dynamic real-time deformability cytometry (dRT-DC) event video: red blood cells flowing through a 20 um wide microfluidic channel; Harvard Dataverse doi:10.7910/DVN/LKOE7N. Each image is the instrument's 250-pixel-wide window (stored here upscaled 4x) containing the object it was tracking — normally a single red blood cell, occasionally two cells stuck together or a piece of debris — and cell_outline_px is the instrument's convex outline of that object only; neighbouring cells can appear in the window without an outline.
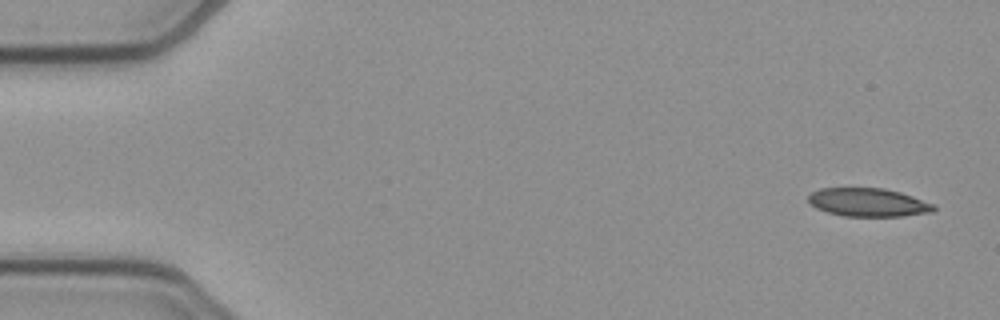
{"species": "common noctule bat (a hibernating species)", "species_latin": "Nyctalus noctula", "temperature_condition": "cold", "stored_images_in_passage": 52, "camera_frame_rate_fps": 3000, "um_per_image_px": 0.085, "animal": {"sex": "female", "body_mass_g": 21.9}, "frame": {"image": 1, "passage_image": 1, "time_ms": 0.0, "image_size_px": [1000, 320], "cell_outline_px": [[936, 208], [932, 212], [904, 216], [844, 216], [828, 212], [816, 208], [808, 200], [808, 196], [812, 192], [820, 188], [884, 188], [900, 192], [936, 204]], "centroid_in_image_um": [73.83, 17.2], "position_along_channel_um": 11.2, "area_um2": 20.75}}
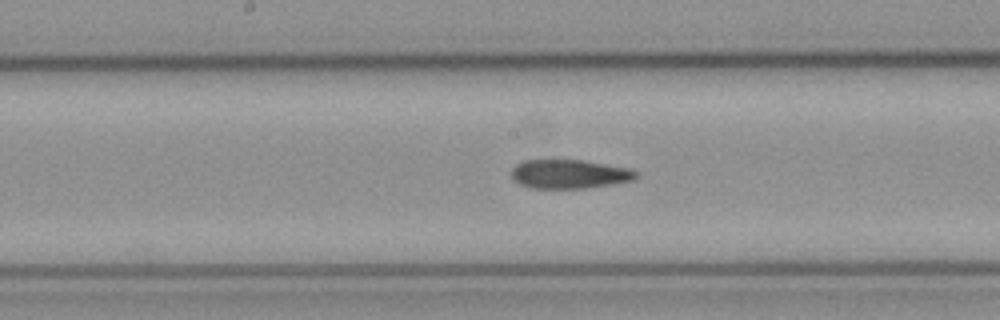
{"frame": {"image": 2, "passage_image": 25, "time_ms": 8.0, "image_size_px": [1000, 320], "cell_outline_px": [[640, 176], [632, 180], [612, 184], [584, 188], [532, 188], [520, 184], [512, 180], [512, 168], [516, 164], [524, 160], [584, 160], [632, 168], [640, 172]], "centroid_in_image_um": [48.44, 14.78], "position_along_channel_um": 199.8, "area_um2": 21.27}}
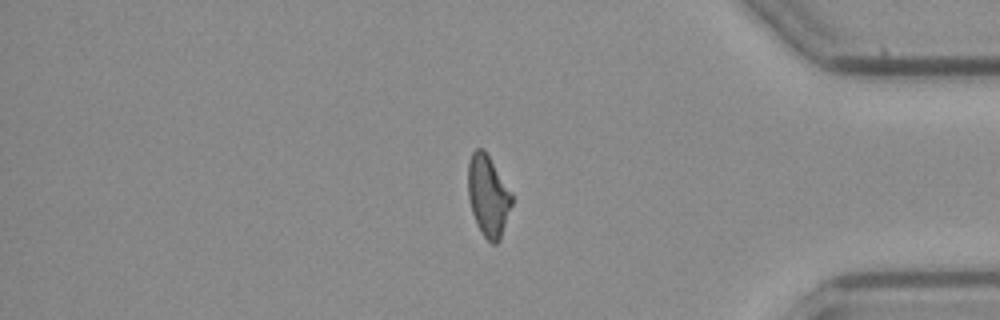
{"frame": {"image": 3, "passage_image": 42, "time_ms": 13.667, "image_size_px": [1000, 320], "cell_outline_px": [[512, 204], [500, 240], [496, 244], [492, 244], [480, 232], [476, 224], [472, 212], [468, 196], [468, 160], [472, 152], [476, 148], [484, 148], [512, 192]], "centroid_in_image_um": [41.48, 16.63], "position_along_channel_um": 393.7, "area_um2": 20.92}, "authors_computed_cell_mechanics": {"area_um2": 21.675, "velocity_mm_per_s": 3.9149, "shape_relaxation_time_tau1_ms": null, "shape_relaxation_time_tau2_ms": 4.5078, "deformation_change_tau1": null, "deformation_change_tau2": 0.1165}}